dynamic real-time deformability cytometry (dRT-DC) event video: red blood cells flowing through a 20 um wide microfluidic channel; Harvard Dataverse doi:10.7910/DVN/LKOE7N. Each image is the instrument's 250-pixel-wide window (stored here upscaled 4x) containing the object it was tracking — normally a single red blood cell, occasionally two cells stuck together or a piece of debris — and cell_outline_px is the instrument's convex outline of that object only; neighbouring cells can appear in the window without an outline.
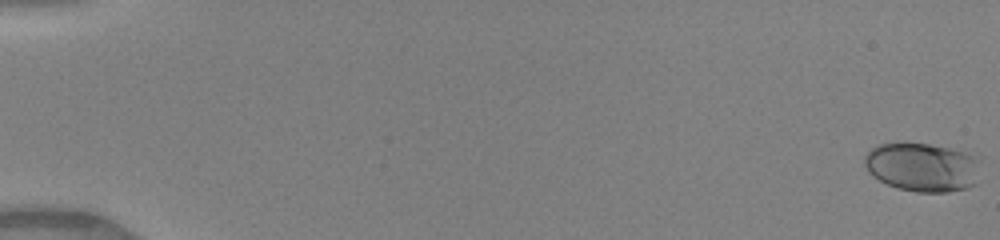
{"species": "human", "species_latin": "Homo sapiens", "temperature_condition": "warm", "stored_images_in_passage": 51, "camera_frame_rate_fps": 3000, "um_per_image_px": 0.085, "donor": {"sex": "female"}, "frame": {"image": 1, "passage_image": 1, "time_ms": 0.0, "image_size_px": [1000, 240], "cell_outline_px": [[976, 184], [968, 188], [948, 192], [916, 192], [896, 188], [872, 176], [868, 172], [864, 164], [864, 156], [876, 144], [928, 144], [968, 152], [972, 156]], "centroid_in_image_um": [78.3, 14.23], "position_along_channel_um": 6.7, "area_um2": 32.25}}
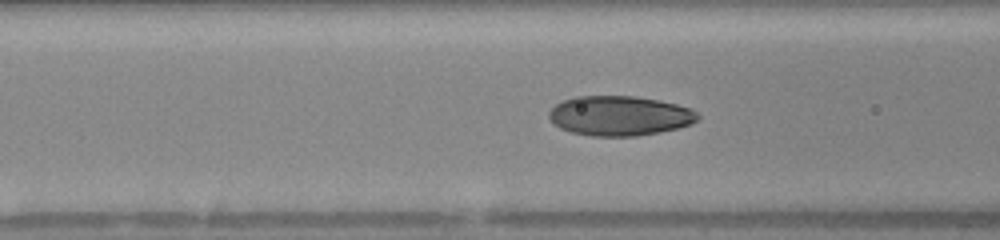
{"frame": {"image": 2, "passage_image": 22, "time_ms": 7.0, "image_size_px": [1000, 240], "cell_outline_px": [[700, 116], [692, 124], [660, 132], [636, 136], [592, 136], [572, 132], [560, 128], [548, 116], [548, 112], [556, 104], [564, 100], [576, 96], [636, 96], [676, 104], [692, 108]], "centroid_in_image_um": [52.68, 9.84], "position_along_channel_um": 113.9, "area_um2": 34.33}}
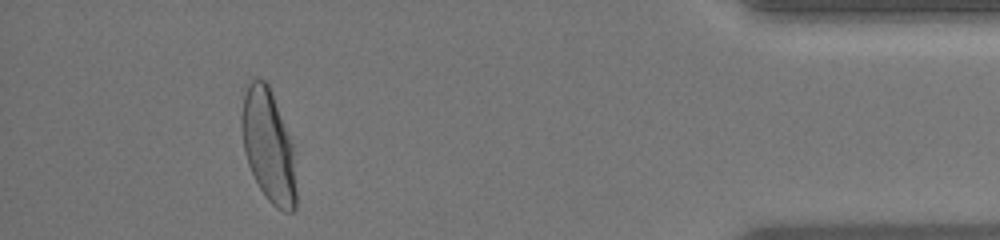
{"frame": {"image": 3, "passage_image": 47, "time_ms": 15.333, "image_size_px": [1000, 240], "cell_outline_px": [[296, 208], [292, 212], [284, 212], [276, 208], [268, 200], [260, 188], [248, 164], [244, 152], [240, 124], [240, 116], [244, 96], [248, 84], [252, 80], [264, 80], [268, 84], [292, 144], [296, 192]], "centroid_in_image_um": [22.79, 12.44], "position_along_channel_um": 412.4, "area_um2": 35.32}, "authors_computed_cell_mechanics": {"area_um2": 33.9286, "velocity_mm_per_s": 4.14, "shape_relaxation_time_tau1_ms": 3.704, "shape_relaxation_time_tau2_ms": null, "deformation_change_tau1": 0.1752, "deformation_change_tau2": null}}